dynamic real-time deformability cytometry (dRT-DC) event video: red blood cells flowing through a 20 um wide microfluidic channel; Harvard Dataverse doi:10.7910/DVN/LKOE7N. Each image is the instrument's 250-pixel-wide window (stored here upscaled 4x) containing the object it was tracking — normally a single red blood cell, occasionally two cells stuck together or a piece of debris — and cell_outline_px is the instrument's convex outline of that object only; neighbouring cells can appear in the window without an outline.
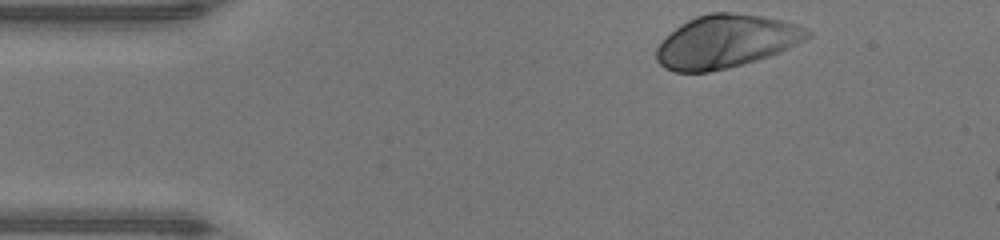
{"species": "human", "species_latin": "Homo sapiens", "temperature_condition": "warm", "stored_images_in_passage": 8, "camera_frame_rate_fps": 3000, "um_per_image_px": 0.085, "donor": {"sex": "male"}, "frame": {"image": 1, "passage_image": 1, "time_ms": 0.0, "image_size_px": [1000, 240], "cell_outline_px": [[812, 36], [780, 52], [756, 60], [728, 68], [708, 72], [676, 72], [664, 68], [656, 60], [656, 48], [676, 28], [688, 20], [696, 16], [708, 12], [732, 12], [760, 16], [780, 20], [796, 24], [808, 28], [812, 32]], "centroid_in_image_um": [61.72, 3.52], "position_along_channel_um": 23.3, "area_um2": 46.36}}